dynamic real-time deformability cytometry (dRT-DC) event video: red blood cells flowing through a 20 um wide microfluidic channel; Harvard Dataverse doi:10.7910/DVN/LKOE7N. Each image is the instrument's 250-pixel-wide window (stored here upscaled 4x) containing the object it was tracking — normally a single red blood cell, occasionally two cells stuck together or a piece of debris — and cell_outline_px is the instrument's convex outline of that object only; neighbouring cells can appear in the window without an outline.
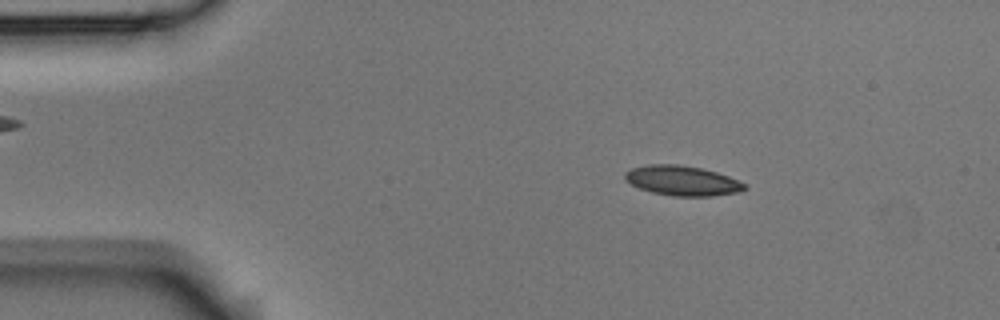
{"species": "Egyptian fruit bat (a non-hibernating species)", "species_latin": "Rousettus aegyptiacus", "temperature_condition": "room temperature", "stored_images_in_passage": 48, "camera_frame_rate_fps": 3000, "um_per_image_px": 0.085, "animal": {"sex": "male"}, "frame": {"image": 1, "passage_image": 3, "time_ms": 0.667, "image_size_px": [1000, 320], "cell_outline_px": [[748, 188], [740, 192], [712, 196], [672, 196], [652, 192], [640, 188], [624, 180], [624, 172], [632, 168], [648, 164], [680, 164], [700, 168], [716, 172], [728, 176], [744, 184]], "centroid_in_image_um": [57.97, 15.35], "position_along_channel_um": 27.0, "area_um2": 20.81}}
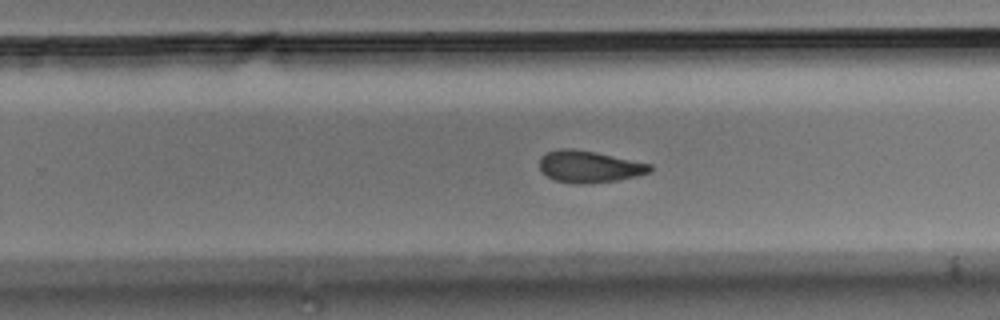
{"frame": {"image": 2, "passage_image": 28, "time_ms": 9.0, "image_size_px": [1000, 320], "cell_outline_px": [[652, 172], [636, 176], [616, 180], [580, 184], [572, 184], [556, 180], [540, 172], [540, 156], [548, 152], [560, 148], [572, 148], [596, 152], [652, 164]], "centroid_in_image_um": [50.08, 14.16], "position_along_channel_um": 279.7, "area_um2": 20.52}}
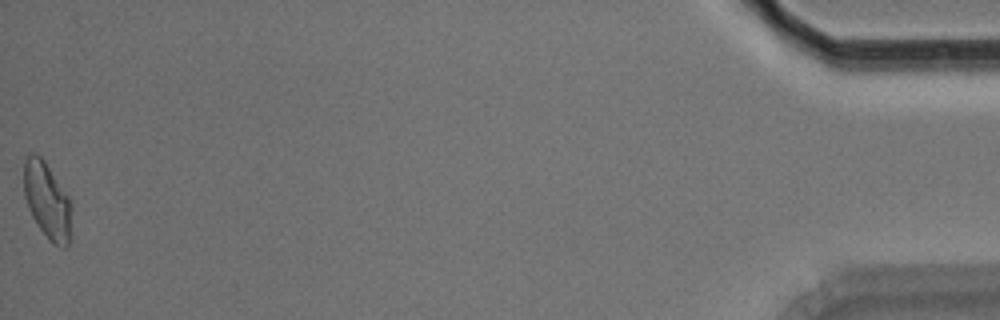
{"frame": {"image": 3, "passage_image": 48, "time_ms": 15.667, "image_size_px": [1000, 320], "cell_outline_px": [[72, 236], [68, 244], [64, 248], [52, 244], [48, 240], [32, 216], [28, 208], [24, 196], [24, 160], [32, 152], [40, 156], [44, 160], [68, 196], [72, 208]], "centroid_in_image_um": [4.04, 17.11], "position_along_channel_um": 431.2, "area_um2": 21.5}, "authors_computed_cell_mechanics": {"area_um2": 20.808, "velocity_mm_per_s": 3.7431, "shape_relaxation_time_tau1_ms": 10.0206, "shape_relaxation_time_tau2_ms": 4.2153, "deformation_change_tau1": 0.1901, "deformation_change_tau2": 0.0962}}